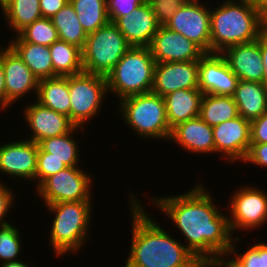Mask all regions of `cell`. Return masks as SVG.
Returning <instances> with one entry per match:
<instances>
[{
	"mask_svg": "<svg viewBox=\"0 0 267 267\" xmlns=\"http://www.w3.org/2000/svg\"><path fill=\"white\" fill-rule=\"evenodd\" d=\"M260 50L264 65L263 84L267 87V30L260 36Z\"/></svg>",
	"mask_w": 267,
	"mask_h": 267,
	"instance_id": "cell-44",
	"label": "cell"
},
{
	"mask_svg": "<svg viewBox=\"0 0 267 267\" xmlns=\"http://www.w3.org/2000/svg\"><path fill=\"white\" fill-rule=\"evenodd\" d=\"M180 2L182 3H190V2H196V1H199V0H179Z\"/></svg>",
	"mask_w": 267,
	"mask_h": 267,
	"instance_id": "cell-48",
	"label": "cell"
},
{
	"mask_svg": "<svg viewBox=\"0 0 267 267\" xmlns=\"http://www.w3.org/2000/svg\"><path fill=\"white\" fill-rule=\"evenodd\" d=\"M37 154L38 144L27 138L0 142V175L35 184Z\"/></svg>",
	"mask_w": 267,
	"mask_h": 267,
	"instance_id": "cell-12",
	"label": "cell"
},
{
	"mask_svg": "<svg viewBox=\"0 0 267 267\" xmlns=\"http://www.w3.org/2000/svg\"><path fill=\"white\" fill-rule=\"evenodd\" d=\"M11 0H0V9L2 10Z\"/></svg>",
	"mask_w": 267,
	"mask_h": 267,
	"instance_id": "cell-47",
	"label": "cell"
},
{
	"mask_svg": "<svg viewBox=\"0 0 267 267\" xmlns=\"http://www.w3.org/2000/svg\"><path fill=\"white\" fill-rule=\"evenodd\" d=\"M153 10L157 22L164 26L179 9L182 2L179 0H147Z\"/></svg>",
	"mask_w": 267,
	"mask_h": 267,
	"instance_id": "cell-36",
	"label": "cell"
},
{
	"mask_svg": "<svg viewBox=\"0 0 267 267\" xmlns=\"http://www.w3.org/2000/svg\"><path fill=\"white\" fill-rule=\"evenodd\" d=\"M69 2L76 11L78 20L87 35L110 22L106 0H69Z\"/></svg>",
	"mask_w": 267,
	"mask_h": 267,
	"instance_id": "cell-31",
	"label": "cell"
},
{
	"mask_svg": "<svg viewBox=\"0 0 267 267\" xmlns=\"http://www.w3.org/2000/svg\"><path fill=\"white\" fill-rule=\"evenodd\" d=\"M212 128L215 154L227 164L243 162L251 144V121L239 115Z\"/></svg>",
	"mask_w": 267,
	"mask_h": 267,
	"instance_id": "cell-13",
	"label": "cell"
},
{
	"mask_svg": "<svg viewBox=\"0 0 267 267\" xmlns=\"http://www.w3.org/2000/svg\"><path fill=\"white\" fill-rule=\"evenodd\" d=\"M10 37L7 44L39 80L54 77L49 46L25 42L18 34Z\"/></svg>",
	"mask_w": 267,
	"mask_h": 267,
	"instance_id": "cell-23",
	"label": "cell"
},
{
	"mask_svg": "<svg viewBox=\"0 0 267 267\" xmlns=\"http://www.w3.org/2000/svg\"><path fill=\"white\" fill-rule=\"evenodd\" d=\"M181 89H199L198 60L156 63L151 92L164 97Z\"/></svg>",
	"mask_w": 267,
	"mask_h": 267,
	"instance_id": "cell-18",
	"label": "cell"
},
{
	"mask_svg": "<svg viewBox=\"0 0 267 267\" xmlns=\"http://www.w3.org/2000/svg\"><path fill=\"white\" fill-rule=\"evenodd\" d=\"M156 62L149 47L131 46L106 76L108 95L117 102L151 92Z\"/></svg>",
	"mask_w": 267,
	"mask_h": 267,
	"instance_id": "cell-6",
	"label": "cell"
},
{
	"mask_svg": "<svg viewBox=\"0 0 267 267\" xmlns=\"http://www.w3.org/2000/svg\"><path fill=\"white\" fill-rule=\"evenodd\" d=\"M218 1L210 6L211 53L255 41L267 30V20L250 0Z\"/></svg>",
	"mask_w": 267,
	"mask_h": 267,
	"instance_id": "cell-3",
	"label": "cell"
},
{
	"mask_svg": "<svg viewBox=\"0 0 267 267\" xmlns=\"http://www.w3.org/2000/svg\"><path fill=\"white\" fill-rule=\"evenodd\" d=\"M1 12L6 27L14 32L13 35L42 18L39 0H11Z\"/></svg>",
	"mask_w": 267,
	"mask_h": 267,
	"instance_id": "cell-30",
	"label": "cell"
},
{
	"mask_svg": "<svg viewBox=\"0 0 267 267\" xmlns=\"http://www.w3.org/2000/svg\"><path fill=\"white\" fill-rule=\"evenodd\" d=\"M239 80L263 83L264 65L260 37L249 43L229 46L220 53Z\"/></svg>",
	"mask_w": 267,
	"mask_h": 267,
	"instance_id": "cell-19",
	"label": "cell"
},
{
	"mask_svg": "<svg viewBox=\"0 0 267 267\" xmlns=\"http://www.w3.org/2000/svg\"><path fill=\"white\" fill-rule=\"evenodd\" d=\"M131 45L114 23L87 35L82 50L83 71L106 77Z\"/></svg>",
	"mask_w": 267,
	"mask_h": 267,
	"instance_id": "cell-7",
	"label": "cell"
},
{
	"mask_svg": "<svg viewBox=\"0 0 267 267\" xmlns=\"http://www.w3.org/2000/svg\"><path fill=\"white\" fill-rule=\"evenodd\" d=\"M250 2L257 8V10L267 20V0H250Z\"/></svg>",
	"mask_w": 267,
	"mask_h": 267,
	"instance_id": "cell-45",
	"label": "cell"
},
{
	"mask_svg": "<svg viewBox=\"0 0 267 267\" xmlns=\"http://www.w3.org/2000/svg\"><path fill=\"white\" fill-rule=\"evenodd\" d=\"M169 141L190 155L215 154L213 128L199 116L173 127Z\"/></svg>",
	"mask_w": 267,
	"mask_h": 267,
	"instance_id": "cell-20",
	"label": "cell"
},
{
	"mask_svg": "<svg viewBox=\"0 0 267 267\" xmlns=\"http://www.w3.org/2000/svg\"><path fill=\"white\" fill-rule=\"evenodd\" d=\"M54 77H67L83 72L82 50L64 41L49 46Z\"/></svg>",
	"mask_w": 267,
	"mask_h": 267,
	"instance_id": "cell-29",
	"label": "cell"
},
{
	"mask_svg": "<svg viewBox=\"0 0 267 267\" xmlns=\"http://www.w3.org/2000/svg\"><path fill=\"white\" fill-rule=\"evenodd\" d=\"M128 192L132 238L129 254L123 266L200 267L202 263L180 238H174L152 214L149 215V210L145 208L142 200L136 197L137 194Z\"/></svg>",
	"mask_w": 267,
	"mask_h": 267,
	"instance_id": "cell-2",
	"label": "cell"
},
{
	"mask_svg": "<svg viewBox=\"0 0 267 267\" xmlns=\"http://www.w3.org/2000/svg\"><path fill=\"white\" fill-rule=\"evenodd\" d=\"M6 110V89H5V75L1 59V43H0V111Z\"/></svg>",
	"mask_w": 267,
	"mask_h": 267,
	"instance_id": "cell-43",
	"label": "cell"
},
{
	"mask_svg": "<svg viewBox=\"0 0 267 267\" xmlns=\"http://www.w3.org/2000/svg\"><path fill=\"white\" fill-rule=\"evenodd\" d=\"M94 201L61 202L47 204L46 212L53 216L49 235V245L56 258L66 254L81 252L89 241ZM92 218V219H91ZM89 234V235H88ZM83 247V248H82Z\"/></svg>",
	"mask_w": 267,
	"mask_h": 267,
	"instance_id": "cell-4",
	"label": "cell"
},
{
	"mask_svg": "<svg viewBox=\"0 0 267 267\" xmlns=\"http://www.w3.org/2000/svg\"><path fill=\"white\" fill-rule=\"evenodd\" d=\"M267 143V110L251 121V144Z\"/></svg>",
	"mask_w": 267,
	"mask_h": 267,
	"instance_id": "cell-40",
	"label": "cell"
},
{
	"mask_svg": "<svg viewBox=\"0 0 267 267\" xmlns=\"http://www.w3.org/2000/svg\"><path fill=\"white\" fill-rule=\"evenodd\" d=\"M80 131L84 134L86 128L76 126L67 134L39 141L38 147L49 153V156L60 159L67 167L80 166V160H82L80 140L75 137Z\"/></svg>",
	"mask_w": 267,
	"mask_h": 267,
	"instance_id": "cell-26",
	"label": "cell"
},
{
	"mask_svg": "<svg viewBox=\"0 0 267 267\" xmlns=\"http://www.w3.org/2000/svg\"><path fill=\"white\" fill-rule=\"evenodd\" d=\"M239 116L233 96L203 94L199 117L209 126H216Z\"/></svg>",
	"mask_w": 267,
	"mask_h": 267,
	"instance_id": "cell-27",
	"label": "cell"
},
{
	"mask_svg": "<svg viewBox=\"0 0 267 267\" xmlns=\"http://www.w3.org/2000/svg\"><path fill=\"white\" fill-rule=\"evenodd\" d=\"M0 267H31V264L27 261L19 260V261H11V262H4L0 264Z\"/></svg>",
	"mask_w": 267,
	"mask_h": 267,
	"instance_id": "cell-46",
	"label": "cell"
},
{
	"mask_svg": "<svg viewBox=\"0 0 267 267\" xmlns=\"http://www.w3.org/2000/svg\"><path fill=\"white\" fill-rule=\"evenodd\" d=\"M117 112L127 128L138 138L169 140L171 129L167 121L164 98L153 92L128 96L118 102ZM147 138V139H146Z\"/></svg>",
	"mask_w": 267,
	"mask_h": 267,
	"instance_id": "cell-5",
	"label": "cell"
},
{
	"mask_svg": "<svg viewBox=\"0 0 267 267\" xmlns=\"http://www.w3.org/2000/svg\"><path fill=\"white\" fill-rule=\"evenodd\" d=\"M209 267H244L230 252L218 254Z\"/></svg>",
	"mask_w": 267,
	"mask_h": 267,
	"instance_id": "cell-42",
	"label": "cell"
},
{
	"mask_svg": "<svg viewBox=\"0 0 267 267\" xmlns=\"http://www.w3.org/2000/svg\"><path fill=\"white\" fill-rule=\"evenodd\" d=\"M16 226L10 223L0 227V264L21 260L22 234Z\"/></svg>",
	"mask_w": 267,
	"mask_h": 267,
	"instance_id": "cell-33",
	"label": "cell"
},
{
	"mask_svg": "<svg viewBox=\"0 0 267 267\" xmlns=\"http://www.w3.org/2000/svg\"><path fill=\"white\" fill-rule=\"evenodd\" d=\"M83 169L84 167L75 166L59 171L48 177L35 190V195L41 198L44 206L61 202L94 201V175Z\"/></svg>",
	"mask_w": 267,
	"mask_h": 267,
	"instance_id": "cell-10",
	"label": "cell"
},
{
	"mask_svg": "<svg viewBox=\"0 0 267 267\" xmlns=\"http://www.w3.org/2000/svg\"><path fill=\"white\" fill-rule=\"evenodd\" d=\"M238 81L220 53H205L198 60V86L203 94L233 96Z\"/></svg>",
	"mask_w": 267,
	"mask_h": 267,
	"instance_id": "cell-16",
	"label": "cell"
},
{
	"mask_svg": "<svg viewBox=\"0 0 267 267\" xmlns=\"http://www.w3.org/2000/svg\"><path fill=\"white\" fill-rule=\"evenodd\" d=\"M206 1L182 3L164 26L193 41L205 53H211L210 2Z\"/></svg>",
	"mask_w": 267,
	"mask_h": 267,
	"instance_id": "cell-11",
	"label": "cell"
},
{
	"mask_svg": "<svg viewBox=\"0 0 267 267\" xmlns=\"http://www.w3.org/2000/svg\"><path fill=\"white\" fill-rule=\"evenodd\" d=\"M113 23L127 42L137 47H149L160 27L148 1Z\"/></svg>",
	"mask_w": 267,
	"mask_h": 267,
	"instance_id": "cell-21",
	"label": "cell"
},
{
	"mask_svg": "<svg viewBox=\"0 0 267 267\" xmlns=\"http://www.w3.org/2000/svg\"><path fill=\"white\" fill-rule=\"evenodd\" d=\"M200 267H209V264H202Z\"/></svg>",
	"mask_w": 267,
	"mask_h": 267,
	"instance_id": "cell-49",
	"label": "cell"
},
{
	"mask_svg": "<svg viewBox=\"0 0 267 267\" xmlns=\"http://www.w3.org/2000/svg\"><path fill=\"white\" fill-rule=\"evenodd\" d=\"M35 100L41 105L70 118L69 76L39 80Z\"/></svg>",
	"mask_w": 267,
	"mask_h": 267,
	"instance_id": "cell-25",
	"label": "cell"
},
{
	"mask_svg": "<svg viewBox=\"0 0 267 267\" xmlns=\"http://www.w3.org/2000/svg\"><path fill=\"white\" fill-rule=\"evenodd\" d=\"M200 181L179 195L147 197L158 212L174 223L178 235L181 234L185 240L183 244L202 264H209L218 254L230 251L234 237L229 228L228 214L222 213V207L216 204L208 186L204 187Z\"/></svg>",
	"mask_w": 267,
	"mask_h": 267,
	"instance_id": "cell-1",
	"label": "cell"
},
{
	"mask_svg": "<svg viewBox=\"0 0 267 267\" xmlns=\"http://www.w3.org/2000/svg\"><path fill=\"white\" fill-rule=\"evenodd\" d=\"M24 125L29 127L25 138L38 143L41 140L57 137L71 132L76 125L64 114L41 105L36 100L22 106ZM30 132V133H29Z\"/></svg>",
	"mask_w": 267,
	"mask_h": 267,
	"instance_id": "cell-15",
	"label": "cell"
},
{
	"mask_svg": "<svg viewBox=\"0 0 267 267\" xmlns=\"http://www.w3.org/2000/svg\"><path fill=\"white\" fill-rule=\"evenodd\" d=\"M247 164H253L254 166L267 169V143L262 144H250L249 151L242 162Z\"/></svg>",
	"mask_w": 267,
	"mask_h": 267,
	"instance_id": "cell-39",
	"label": "cell"
},
{
	"mask_svg": "<svg viewBox=\"0 0 267 267\" xmlns=\"http://www.w3.org/2000/svg\"><path fill=\"white\" fill-rule=\"evenodd\" d=\"M147 0H106L109 21L113 23L117 18L131 13Z\"/></svg>",
	"mask_w": 267,
	"mask_h": 267,
	"instance_id": "cell-37",
	"label": "cell"
},
{
	"mask_svg": "<svg viewBox=\"0 0 267 267\" xmlns=\"http://www.w3.org/2000/svg\"><path fill=\"white\" fill-rule=\"evenodd\" d=\"M69 0H39L42 18H52Z\"/></svg>",
	"mask_w": 267,
	"mask_h": 267,
	"instance_id": "cell-41",
	"label": "cell"
},
{
	"mask_svg": "<svg viewBox=\"0 0 267 267\" xmlns=\"http://www.w3.org/2000/svg\"><path fill=\"white\" fill-rule=\"evenodd\" d=\"M233 98L239 115L249 121L267 110V87L261 82L239 80Z\"/></svg>",
	"mask_w": 267,
	"mask_h": 267,
	"instance_id": "cell-24",
	"label": "cell"
},
{
	"mask_svg": "<svg viewBox=\"0 0 267 267\" xmlns=\"http://www.w3.org/2000/svg\"><path fill=\"white\" fill-rule=\"evenodd\" d=\"M202 96L200 89H181L163 97L170 129L199 116Z\"/></svg>",
	"mask_w": 267,
	"mask_h": 267,
	"instance_id": "cell-22",
	"label": "cell"
},
{
	"mask_svg": "<svg viewBox=\"0 0 267 267\" xmlns=\"http://www.w3.org/2000/svg\"><path fill=\"white\" fill-rule=\"evenodd\" d=\"M50 19L57 29L60 41L67 42L83 50L87 33L80 24L77 13L70 2Z\"/></svg>",
	"mask_w": 267,
	"mask_h": 267,
	"instance_id": "cell-28",
	"label": "cell"
},
{
	"mask_svg": "<svg viewBox=\"0 0 267 267\" xmlns=\"http://www.w3.org/2000/svg\"><path fill=\"white\" fill-rule=\"evenodd\" d=\"M240 236L236 234L233 239L230 253L241 263L244 267H267V243L264 240L255 242L252 246L247 247L243 253L239 252ZM238 247V248H237ZM239 253V254H238Z\"/></svg>",
	"mask_w": 267,
	"mask_h": 267,
	"instance_id": "cell-34",
	"label": "cell"
},
{
	"mask_svg": "<svg viewBox=\"0 0 267 267\" xmlns=\"http://www.w3.org/2000/svg\"><path fill=\"white\" fill-rule=\"evenodd\" d=\"M18 35L25 41L33 44L51 46L58 41L57 29L50 18H41L27 25Z\"/></svg>",
	"mask_w": 267,
	"mask_h": 267,
	"instance_id": "cell-32",
	"label": "cell"
},
{
	"mask_svg": "<svg viewBox=\"0 0 267 267\" xmlns=\"http://www.w3.org/2000/svg\"><path fill=\"white\" fill-rule=\"evenodd\" d=\"M156 63L199 60L205 52L180 33L160 26L149 46Z\"/></svg>",
	"mask_w": 267,
	"mask_h": 267,
	"instance_id": "cell-17",
	"label": "cell"
},
{
	"mask_svg": "<svg viewBox=\"0 0 267 267\" xmlns=\"http://www.w3.org/2000/svg\"><path fill=\"white\" fill-rule=\"evenodd\" d=\"M248 185L235 189L230 195L228 206L224 205V211L228 209L226 213L233 237L235 233L257 231L267 224V192L250 183Z\"/></svg>",
	"mask_w": 267,
	"mask_h": 267,
	"instance_id": "cell-9",
	"label": "cell"
},
{
	"mask_svg": "<svg viewBox=\"0 0 267 267\" xmlns=\"http://www.w3.org/2000/svg\"><path fill=\"white\" fill-rule=\"evenodd\" d=\"M67 168V166L56 157L49 156V153L42 151L38 147L37 154V170L35 176L36 190L48 177L55 175L59 171Z\"/></svg>",
	"mask_w": 267,
	"mask_h": 267,
	"instance_id": "cell-35",
	"label": "cell"
},
{
	"mask_svg": "<svg viewBox=\"0 0 267 267\" xmlns=\"http://www.w3.org/2000/svg\"><path fill=\"white\" fill-rule=\"evenodd\" d=\"M108 96L106 77L84 71L69 76L70 120L86 128L102 111Z\"/></svg>",
	"mask_w": 267,
	"mask_h": 267,
	"instance_id": "cell-8",
	"label": "cell"
},
{
	"mask_svg": "<svg viewBox=\"0 0 267 267\" xmlns=\"http://www.w3.org/2000/svg\"><path fill=\"white\" fill-rule=\"evenodd\" d=\"M6 185L5 182L3 183L0 179V227L10 224L11 222L7 220V217L12 213V208L15 206L17 202H15L17 197L13 187ZM11 187V188H10ZM15 194V195H14Z\"/></svg>",
	"mask_w": 267,
	"mask_h": 267,
	"instance_id": "cell-38",
	"label": "cell"
},
{
	"mask_svg": "<svg viewBox=\"0 0 267 267\" xmlns=\"http://www.w3.org/2000/svg\"><path fill=\"white\" fill-rule=\"evenodd\" d=\"M1 59L5 75L6 110L31 93L35 94L36 99L39 79L8 44L4 47L1 43Z\"/></svg>",
	"mask_w": 267,
	"mask_h": 267,
	"instance_id": "cell-14",
	"label": "cell"
}]
</instances>
